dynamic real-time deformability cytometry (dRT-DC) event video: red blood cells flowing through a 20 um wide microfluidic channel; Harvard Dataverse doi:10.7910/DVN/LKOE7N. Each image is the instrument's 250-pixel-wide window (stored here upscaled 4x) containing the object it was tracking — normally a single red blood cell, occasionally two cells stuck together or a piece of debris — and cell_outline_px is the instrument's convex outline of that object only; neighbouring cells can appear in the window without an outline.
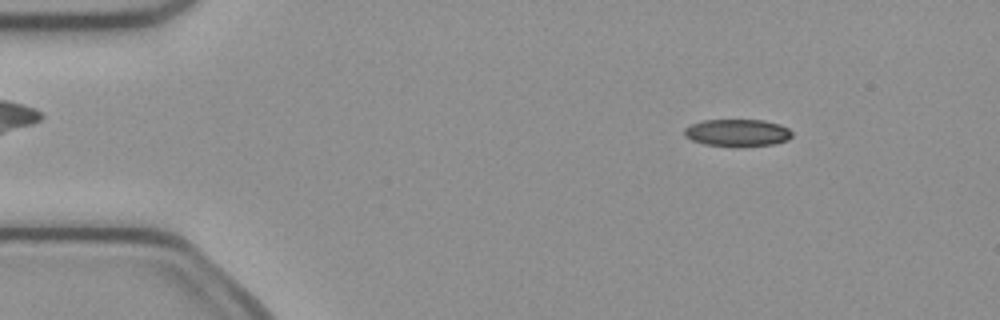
{"species": "common noctule bat (a hibernating species)", "species_latin": "Nyctalus noctula", "temperature_condition": "cold", "stored_images_in_passage": 17, "camera_frame_rate_fps": 3000, "um_per_image_px": 0.085, "animal": {"sex": "female", "body_mass_g": 21.9}, "frame": {"image": 1, "passage_image": 7, "time_ms": 2.0, "image_size_px": [1000, 320], "cell_outline_px": [[792, 136], [788, 140], [772, 144], [740, 148], [736, 148], [704, 144], [692, 140], [684, 136], [684, 128], [692, 124], [704, 120], [764, 120], [780, 124], [788, 128], [792, 132]], "centroid_in_image_um": [62.68, 11.31], "position_along_channel_um": 22.3, "area_um2": 17.46}}
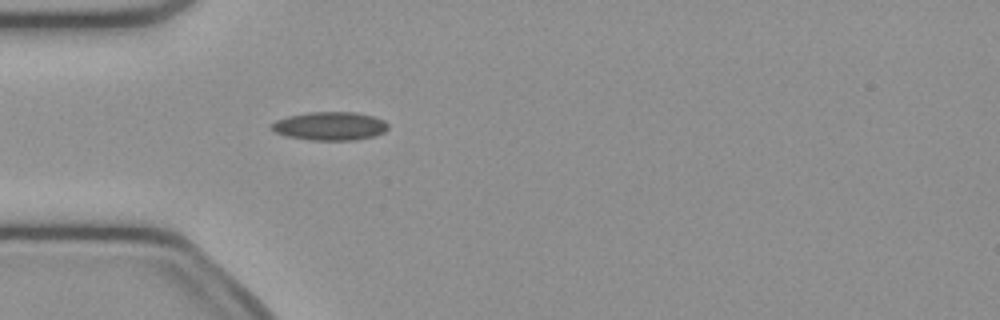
{"frame": {"image": 2, "passage_image": 15, "time_ms": 4.667, "image_size_px": [1000, 320], "cell_outline_px": [[388, 128], [384, 132], [376, 136], [356, 140], [308, 140], [288, 136], [276, 132], [268, 128], [276, 120], [288, 116], [308, 112], [356, 112], [372, 116], [384, 120], [388, 124]], "centroid_in_image_um": [28.06, 10.72], "position_along_channel_um": 56.9, "area_um2": 19.42}}